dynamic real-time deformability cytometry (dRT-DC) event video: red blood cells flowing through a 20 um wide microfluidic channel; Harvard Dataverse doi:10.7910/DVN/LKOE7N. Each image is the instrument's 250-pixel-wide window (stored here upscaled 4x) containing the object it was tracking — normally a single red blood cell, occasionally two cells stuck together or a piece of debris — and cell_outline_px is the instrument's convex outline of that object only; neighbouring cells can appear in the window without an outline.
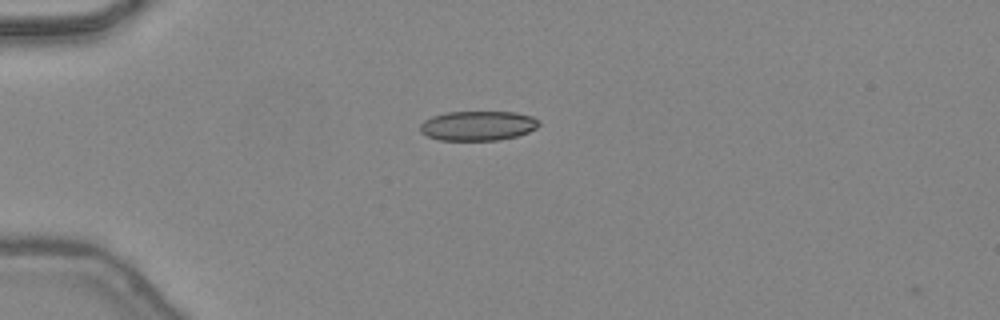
{"species": "common noctule bat (a hibernating species)", "species_latin": "Nyctalus noctula", "temperature_condition": "warm", "stored_images_in_passage": 38, "camera_frame_rate_fps": 3000, "um_per_image_px": 0.085, "animal": {"sex": "female", "body_mass_g": 24.6, "forearm_length_mm": 56.2}, "frame": {"image": 1, "passage_image": 4, "time_ms": 1.0, "image_size_px": [1000, 320], "cell_outline_px": [[540, 124], [536, 128], [528, 132], [516, 136], [500, 140], [440, 140], [428, 136], [420, 132], [420, 124], [424, 120], [432, 116], [444, 112], [516, 112], [532, 116], [540, 120]], "centroid_in_image_um": [40.62, 10.68], "position_along_channel_um": 44.4, "area_um2": 20.63}}
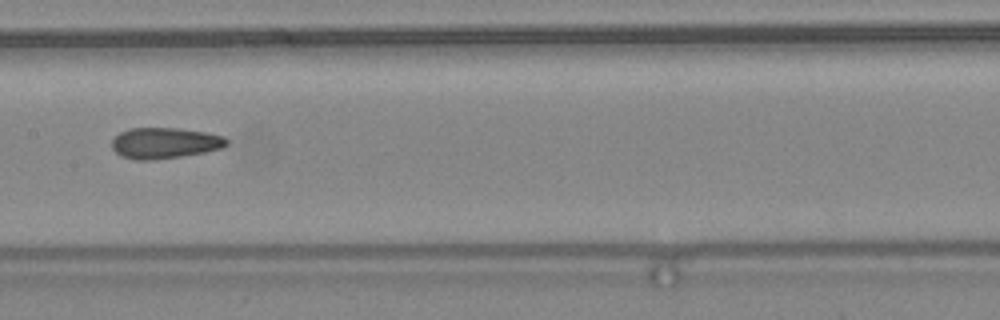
{"frame": {"image": 2, "passage_image": 16, "time_ms": 5.0, "image_size_px": [1000, 320], "cell_outline_px": [[228, 144], [220, 148], [204, 152], [180, 156], [152, 160], [136, 160], [120, 156], [112, 148], [112, 140], [120, 132], [128, 128], [176, 128], [204, 132], [224, 136], [228, 140]], "centroid_in_image_um": [13.97, 12.15], "position_along_channel_um": 193.4, "area_um2": 20.58}}
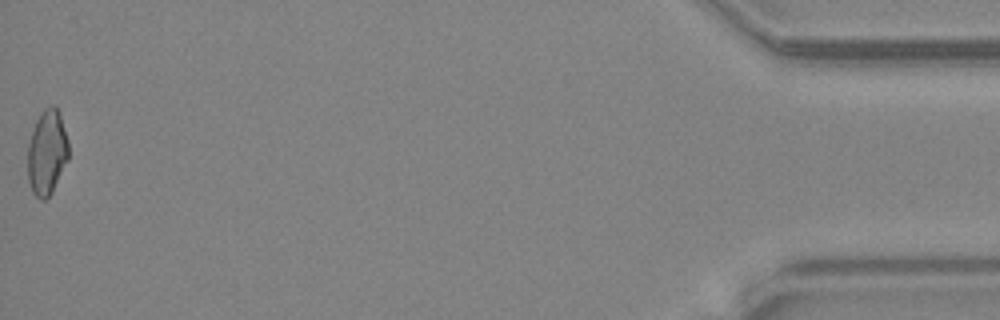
{"frame": {"image": 3, "passage_image": 38, "time_ms": 12.333, "image_size_px": [1000, 320], "cell_outline_px": [[68, 160], [52, 192], [44, 200], [40, 200], [32, 192], [28, 180], [28, 144], [36, 120], [44, 108], [52, 104], [56, 104], [60, 112], [68, 140]], "centroid_in_image_um": [4.0, 12.93], "position_along_channel_um": 431.2, "area_um2": 20.4}, "authors_computed_cell_mechanics": {"area_um2": 20.519, "velocity_mm_per_s": 4.4932, "shape_relaxation_time_tau1_ms": null, "shape_relaxation_time_tau2_ms": 2.8558, "deformation_change_tau1": null, "deformation_change_tau2": 0.1}}